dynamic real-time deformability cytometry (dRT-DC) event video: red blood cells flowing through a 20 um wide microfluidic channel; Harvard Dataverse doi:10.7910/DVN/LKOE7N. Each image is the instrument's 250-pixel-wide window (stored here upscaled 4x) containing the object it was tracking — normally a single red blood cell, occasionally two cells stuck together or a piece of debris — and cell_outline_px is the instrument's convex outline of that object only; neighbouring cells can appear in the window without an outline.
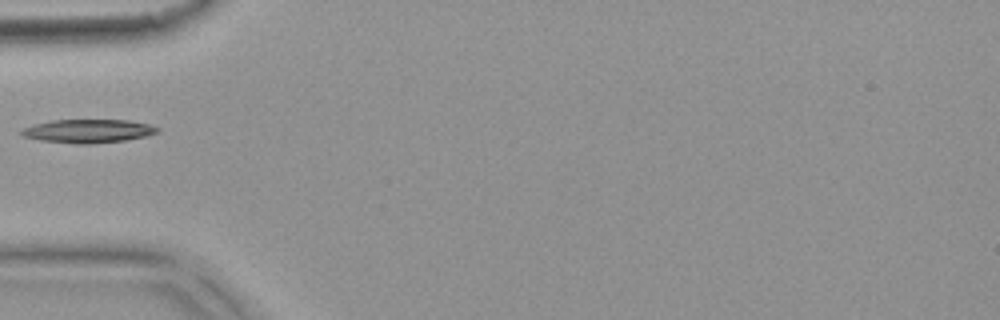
{"species": "common noctule bat (a hibernating species)", "species_latin": "Nyctalus noctula", "temperature_condition": "warm", "stored_images_in_passage": 1, "camera_frame_rate_fps": 3000, "um_per_image_px": 0.085, "animal": {"sex": "female", "body_mass_g": 18.4}, "frame": {"image": 1, "passage_image": 1, "time_ms": 0.0, "image_size_px": [1000, 320], "cell_outline_px": [[160, 128], [156, 132], [144, 136], [124, 140], [92, 144], [80, 144], [40, 140], [24, 136], [20, 132], [24, 128], [32, 124], [52, 120], [128, 120], [148, 124]], "centroid_in_image_um": [7.46, 11.13], "position_along_channel_um": 77.5, "area_um2": 18.38}}